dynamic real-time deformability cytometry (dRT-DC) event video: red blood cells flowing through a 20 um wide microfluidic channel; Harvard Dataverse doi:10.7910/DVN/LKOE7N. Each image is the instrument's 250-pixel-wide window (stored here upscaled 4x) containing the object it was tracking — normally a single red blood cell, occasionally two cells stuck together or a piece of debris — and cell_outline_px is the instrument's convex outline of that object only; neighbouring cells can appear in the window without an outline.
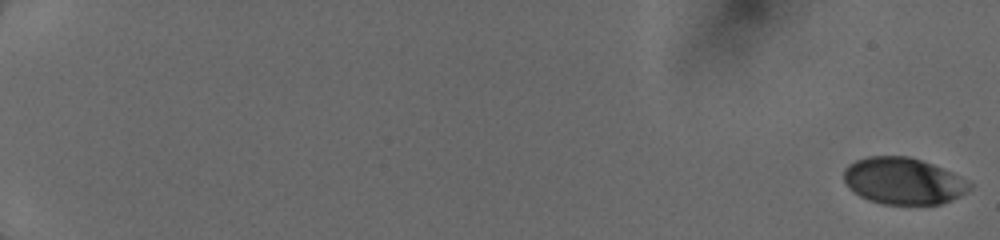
{"species": "human", "species_latin": "Homo sapiens", "temperature_condition": "cold", "stored_images_in_passage": 36, "camera_frame_rate_fps": 3000, "um_per_image_px": 0.085, "donor": {"sex": "female"}, "frame": {"image": 1, "passage_image": 1, "time_ms": 0.0, "image_size_px": [1000, 240], "cell_outline_px": [[972, 188], [960, 196], [952, 200], [940, 204], [880, 204], [868, 200], [852, 192], [848, 188], [844, 180], [844, 168], [848, 164], [856, 160], [868, 156], [908, 156], [932, 164], [952, 172], [972, 184]], "centroid_in_image_um": [76.75, 15.39], "position_along_channel_um": 8.3, "area_um2": 34.33}}